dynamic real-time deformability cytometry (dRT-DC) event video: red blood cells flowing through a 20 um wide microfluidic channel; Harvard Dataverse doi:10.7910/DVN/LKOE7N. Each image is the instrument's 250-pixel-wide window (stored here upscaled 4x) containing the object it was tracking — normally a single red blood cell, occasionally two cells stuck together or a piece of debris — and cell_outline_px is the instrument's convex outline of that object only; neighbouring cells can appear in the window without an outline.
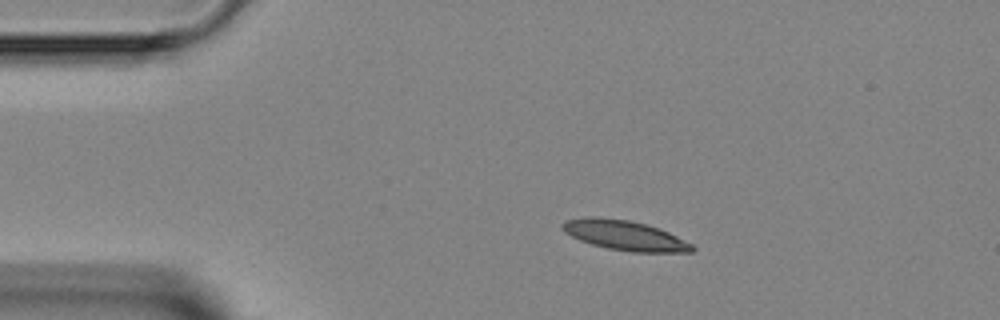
{"species": "Egyptian fruit bat (a non-hibernating species)", "species_latin": "Rousettus aegyptiacus", "temperature_condition": "room temperature", "stored_images_in_passage": 2, "camera_frame_rate_fps": 3000, "um_per_image_px": 0.085, "animal": {"sex": "female"}, "frame": {"image": 1, "passage_image": 1, "time_ms": 0.0, "image_size_px": [1000, 320], "cell_outline_px": [[696, 248], [692, 252], [632, 252], [608, 248], [592, 244], [580, 240], [564, 232], [560, 228], [560, 224], [568, 220], [588, 216], [596, 216], [628, 220], [644, 224], [668, 232], [692, 244]], "centroid_in_image_um": [53.07, 20.0], "position_along_channel_um": 31.9, "area_um2": 22.37}}